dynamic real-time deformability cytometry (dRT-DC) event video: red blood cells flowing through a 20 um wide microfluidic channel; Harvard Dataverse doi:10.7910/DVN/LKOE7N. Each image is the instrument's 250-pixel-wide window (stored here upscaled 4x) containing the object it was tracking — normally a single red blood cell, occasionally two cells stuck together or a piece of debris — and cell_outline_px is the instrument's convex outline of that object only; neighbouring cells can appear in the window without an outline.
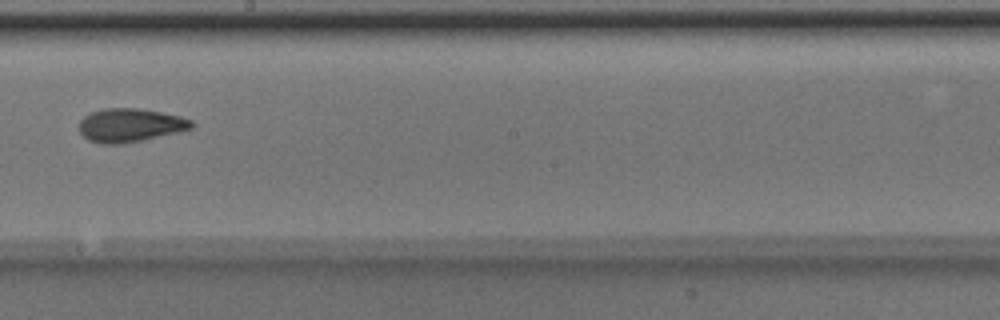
{"species": "Egyptian fruit bat (a non-hibernating species)", "species_latin": "Rousettus aegyptiacus", "temperature_condition": "room temperature", "stored_images_in_passage": 9, "camera_frame_rate_fps": 3000, "um_per_image_px": 0.085, "animal": {"sex": "male"}, "frame": {"image": 1, "passage_image": 9, "time_ms": 2.667, "image_size_px": [1000, 320], "cell_outline_px": [[192, 128], [180, 132], [124, 144], [100, 144], [88, 140], [80, 132], [80, 120], [84, 116], [92, 112], [104, 108], [140, 108], [180, 116], [192, 120]], "centroid_in_image_um": [11.06, 10.65], "position_along_channel_um": 237.1, "area_um2": 22.02}}